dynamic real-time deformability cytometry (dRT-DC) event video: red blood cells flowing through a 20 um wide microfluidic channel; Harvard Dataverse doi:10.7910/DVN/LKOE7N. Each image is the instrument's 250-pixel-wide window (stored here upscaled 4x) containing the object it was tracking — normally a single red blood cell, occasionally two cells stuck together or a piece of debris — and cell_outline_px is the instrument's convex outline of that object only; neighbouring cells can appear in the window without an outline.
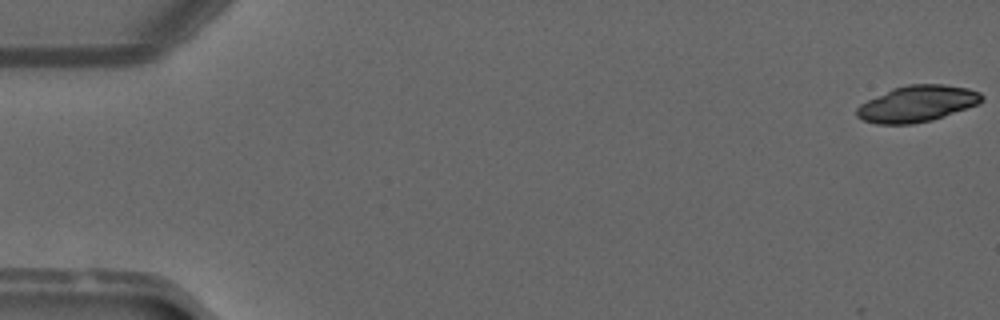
{"species": "common noctule bat (a hibernating species)", "species_latin": "Nyctalus noctula", "temperature_condition": "warm", "stored_images_in_passage": 50, "camera_frame_rate_fps": 3000, "um_per_image_px": 0.085, "animal": {"sex": "male", "forearm_length_mm": 52.5}, "frame": {"image": 1, "passage_image": 1, "time_ms": 0.0, "image_size_px": [1000, 320], "cell_outline_px": [[984, 100], [980, 104], [932, 120], [912, 124], [876, 124], [864, 120], [856, 116], [856, 108], [860, 104], [892, 88], [908, 84], [944, 84], [968, 88], [980, 92], [984, 96]], "centroid_in_image_um": [77.99, 8.81], "position_along_channel_um": 7.0, "area_um2": 26.59}}
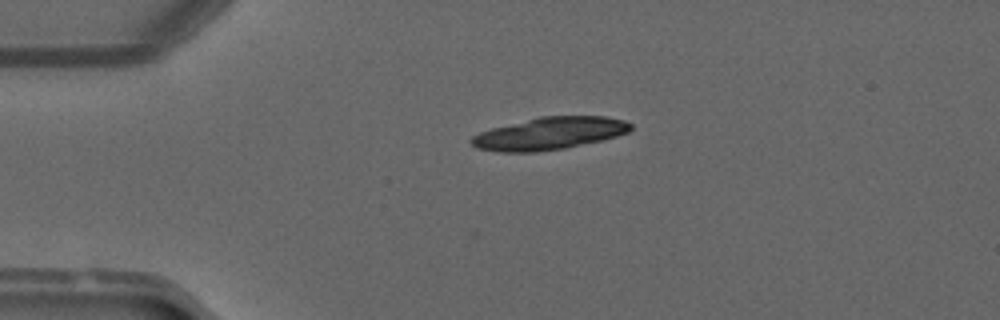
{"frame": {"image": 2, "passage_image": 12, "time_ms": 3.667, "image_size_px": [1000, 320], "cell_outline_px": [[632, 128], [628, 132], [616, 136], [600, 140], [564, 148], [536, 152], [496, 152], [476, 148], [468, 140], [472, 136], [480, 132], [492, 128], [540, 116], [604, 116], [624, 120], [632, 124]], "centroid_in_image_um": [46.66, 11.34], "position_along_channel_um": 38.3, "area_um2": 30.0}, "authors_computed_cell_mechanics": {"area_um2": 26.6169, "velocity_mm_per_s": 4.0863, "shape_relaxation_time_tau1_ms": 1.135, "shape_relaxation_time_tau2_ms": 6.7753, "deformation_change_tau1": 0.3036, "deformation_change_tau2": 0.077}}